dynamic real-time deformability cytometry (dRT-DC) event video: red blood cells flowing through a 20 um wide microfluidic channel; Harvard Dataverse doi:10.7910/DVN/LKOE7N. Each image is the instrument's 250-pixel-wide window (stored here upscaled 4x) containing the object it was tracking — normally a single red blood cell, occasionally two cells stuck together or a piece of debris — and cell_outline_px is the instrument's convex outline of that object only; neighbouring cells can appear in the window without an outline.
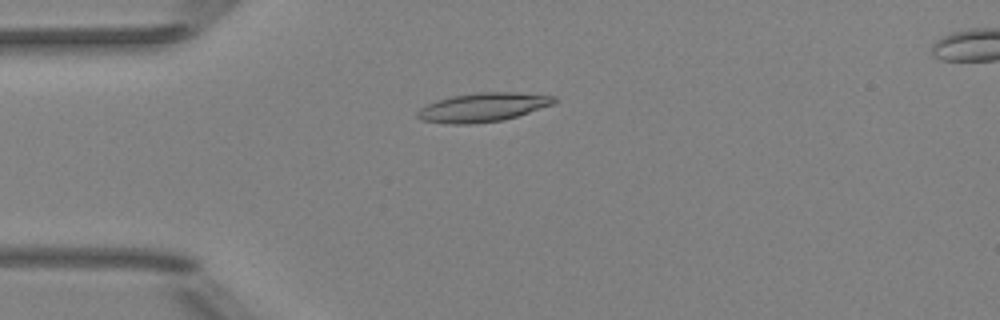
{"species": "Egyptian fruit bat (a non-hibernating species)", "species_latin": "Rousettus aegyptiacus", "temperature_condition": "room temperature", "stored_images_in_passage": 6, "camera_frame_rate_fps": 3000, "um_per_image_px": 0.085, "animal": {"sex": "female"}, "frame": {"image": 1, "passage_image": 4, "time_ms": 3.333, "image_size_px": [1000, 320], "cell_outline_px": [[556, 100], [552, 104], [504, 120], [468, 124], [448, 124], [420, 120], [416, 116], [416, 112], [420, 108], [436, 100], [452, 96], [476, 92], [516, 92], [556, 96]], "centroid_in_image_um": [40.99, 9.12], "position_along_channel_um": 44.0, "area_um2": 22.95}}
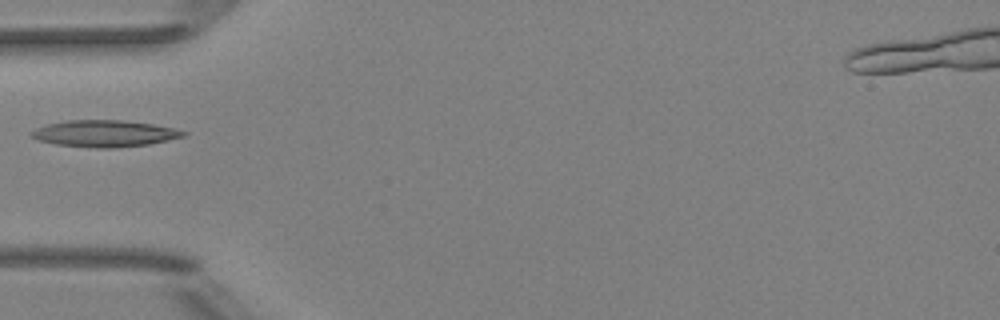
{"frame": {"image": 2, "passage_image": 5, "time_ms": 4.667, "image_size_px": [1000, 320], "cell_outline_px": [[188, 132], [184, 136], [148, 144], [116, 148], [96, 148], [56, 144], [36, 140], [28, 132], [36, 128], [48, 124], [68, 120], [120, 120], [152, 124], [176, 128]], "centroid_in_image_um": [8.86, 11.35], "position_along_channel_um": 76.1, "area_um2": 23.52}}
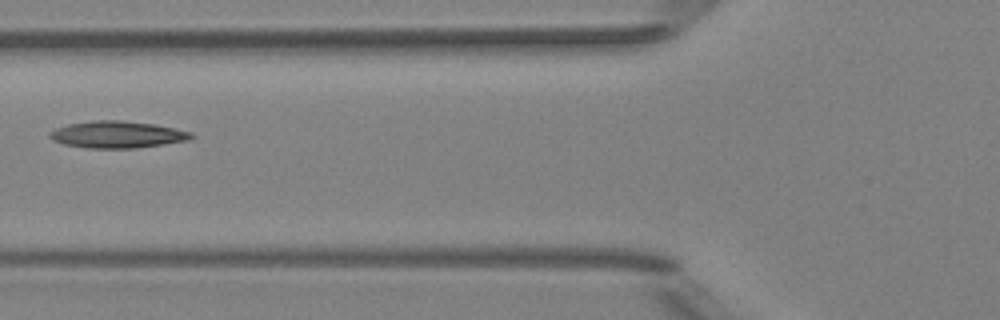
{"frame": {"image": 3, "passage_image": 6, "time_ms": 5.667, "image_size_px": [1000, 320], "cell_outline_px": [[196, 136], [188, 140], [164, 144], [136, 148], [88, 148], [64, 144], [52, 140], [48, 136], [48, 132], [56, 128], [68, 124], [92, 120], [120, 120], [156, 124], [192, 132]], "centroid_in_image_um": [9.96, 11.43], "position_along_channel_um": 115.8, "area_um2": 22.31}}